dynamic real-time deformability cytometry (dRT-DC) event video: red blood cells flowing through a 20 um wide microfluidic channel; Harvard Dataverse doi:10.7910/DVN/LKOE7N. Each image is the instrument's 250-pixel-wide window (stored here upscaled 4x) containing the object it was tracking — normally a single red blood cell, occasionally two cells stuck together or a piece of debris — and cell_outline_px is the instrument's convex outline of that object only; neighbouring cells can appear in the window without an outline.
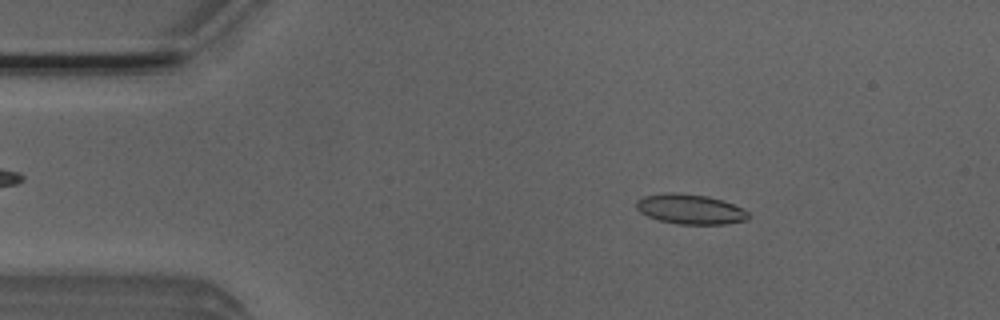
{"species": "Egyptian fruit bat (a non-hibernating species)", "species_latin": "Rousettus aegyptiacus", "temperature_condition": "room temperature", "stored_images_in_passage": 3, "camera_frame_rate_fps": 3000, "um_per_image_px": 0.085, "animal": {"sex": "male"}, "frame": {"image": 1, "passage_image": 2, "time_ms": 0.333, "image_size_px": [1000, 320], "cell_outline_px": [[748, 220], [724, 224], [680, 224], [660, 220], [648, 216], [640, 212], [636, 208], [636, 200], [644, 196], [664, 192], [676, 192], [708, 196], [724, 200], [744, 208], [748, 212]], "centroid_in_image_um": [58.68, 17.76], "position_along_channel_um": 26.3, "area_um2": 19.71}}